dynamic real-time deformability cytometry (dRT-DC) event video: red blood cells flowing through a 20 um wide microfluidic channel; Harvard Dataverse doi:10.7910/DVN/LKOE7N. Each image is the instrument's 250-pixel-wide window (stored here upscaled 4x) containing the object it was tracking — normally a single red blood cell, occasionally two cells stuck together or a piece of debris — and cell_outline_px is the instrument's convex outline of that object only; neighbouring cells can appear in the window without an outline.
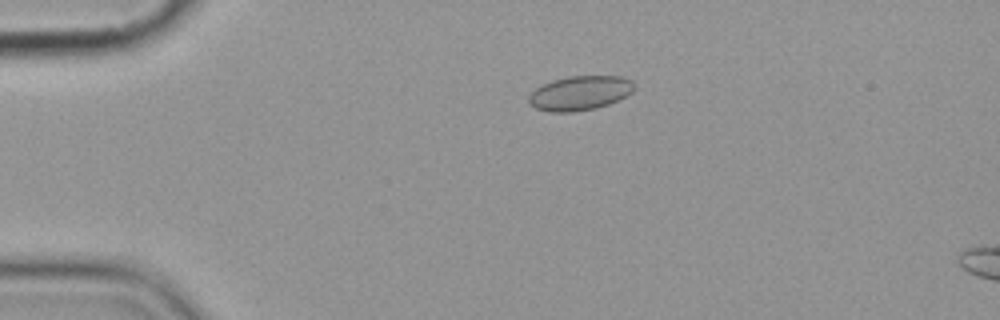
{"species": "common noctule bat (a hibernating species)", "species_latin": "Nyctalus noctula", "temperature_condition": "cold", "stored_images_in_passage": 6, "camera_frame_rate_fps": 3000, "um_per_image_px": 0.085, "animal": {"sex": "female", "body_mass_g": 19.9}, "frame": {"image": 1, "passage_image": 4, "time_ms": 3.333, "image_size_px": [1000, 320], "cell_outline_px": [[636, 88], [632, 92], [620, 100], [596, 108], [572, 112], [548, 112], [536, 108], [528, 104], [528, 96], [536, 88], [552, 80], [568, 76], [624, 76], [632, 80], [636, 84]], "centroid_in_image_um": [49.32, 7.91], "position_along_channel_um": 35.7, "area_um2": 21.44}}